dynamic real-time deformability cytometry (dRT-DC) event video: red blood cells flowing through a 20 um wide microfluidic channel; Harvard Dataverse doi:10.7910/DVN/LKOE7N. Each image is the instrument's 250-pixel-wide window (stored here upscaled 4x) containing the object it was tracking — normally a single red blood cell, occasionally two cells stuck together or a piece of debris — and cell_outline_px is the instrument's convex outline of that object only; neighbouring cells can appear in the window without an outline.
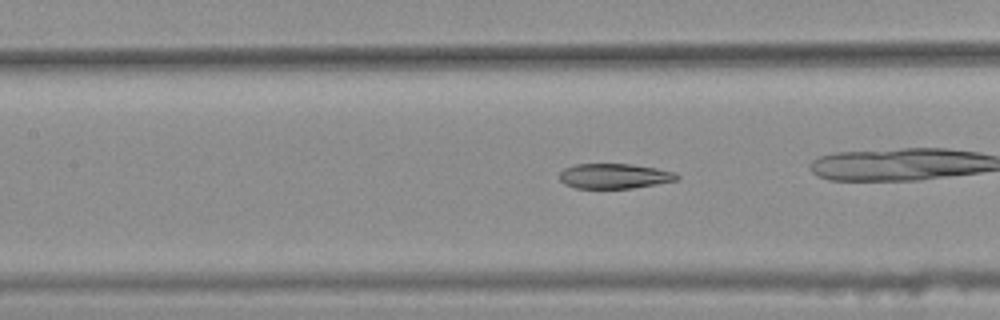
{"species": "common noctule bat (a hibernating species)", "species_latin": "Nyctalus noctula", "temperature_condition": "warm", "stored_images_in_passage": 41, "camera_frame_rate_fps": 3000, "um_per_image_px": 0.085, "animal": {"sex": "female", "body_mass_g": 25.1}, "frame": {"image": 1, "passage_image": 18, "time_ms": 5.667, "image_size_px": [1000, 320], "cell_outline_px": [[680, 176], [676, 180], [656, 184], [632, 188], [576, 188], [564, 184], [560, 180], [560, 172], [564, 168], [576, 164], [632, 164], [656, 168], [676, 172]], "centroid_in_image_um": [52.22, 14.96], "position_along_channel_um": 155.2, "area_um2": 17.11}, "authors_computed_cell_mechanics": {"area_um2": 18.2648, "velocity_mm_per_s": 3.7783, "shape_relaxation_time_tau1_ms": null, "shape_relaxation_time_tau2_ms": 4.8161, "deformation_change_tau1": null, "deformation_change_tau2": 0.1047}}